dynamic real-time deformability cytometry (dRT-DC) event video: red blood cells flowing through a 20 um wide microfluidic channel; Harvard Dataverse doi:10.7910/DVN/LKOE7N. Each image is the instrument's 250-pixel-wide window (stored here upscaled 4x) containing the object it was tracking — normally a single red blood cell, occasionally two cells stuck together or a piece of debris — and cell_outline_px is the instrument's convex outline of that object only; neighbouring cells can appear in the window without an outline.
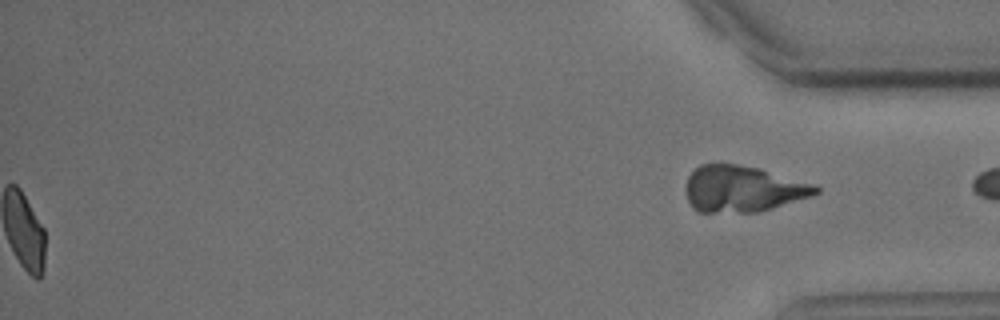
{"species": "common noctule bat (a hibernating species)", "species_latin": "Nyctalus noctula", "temperature_condition": "cold", "stored_images_in_passage": 56, "segment_of_instrument_passage": [2, 2], "camera_frame_rate_fps": 3000, "um_per_image_px": 0.085, "animal": {"sex": "male", "body_mass_g": 15.6}, "frame": {"image": 1, "passage_image": 56, "time_ms": 18.333, "image_size_px": [1000, 320], "cell_outline_px": [[820, 192], [812, 196], [772, 208], [756, 212], [700, 212], [692, 208], [688, 200], [684, 188], [688, 176], [700, 164], [736, 164], [760, 168], [816, 184], [820, 188]], "centroid_in_image_um": [63.14, 16.05], "position_along_channel_um": 372.1, "area_um2": 35.26}}